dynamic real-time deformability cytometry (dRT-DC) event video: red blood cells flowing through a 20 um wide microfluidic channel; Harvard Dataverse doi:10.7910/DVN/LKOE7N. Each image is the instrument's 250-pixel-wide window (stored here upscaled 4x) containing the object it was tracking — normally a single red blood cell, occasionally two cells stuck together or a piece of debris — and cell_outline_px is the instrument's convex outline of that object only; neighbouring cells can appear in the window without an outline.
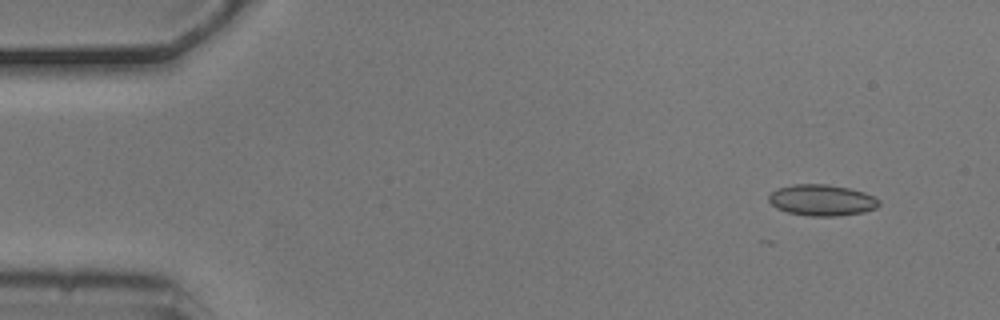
{"species": "common noctule bat (a hibernating species)", "species_latin": "Nyctalus noctula", "temperature_condition": "cold", "stored_images_in_passage": 5, "camera_frame_rate_fps": 3000, "um_per_image_px": 0.085, "animal": {"sex": "male", "body_mass_g": 20.5, "forearm_length_mm": 52.5}, "frame": {"image": 1, "passage_image": 2, "time_ms": 0.333, "image_size_px": [1000, 320], "cell_outline_px": [[880, 204], [876, 208], [864, 212], [840, 216], [808, 216], [788, 212], [776, 208], [768, 200], [768, 196], [776, 188], [792, 184], [828, 184], [848, 188], [864, 192], [880, 200]], "centroid_in_image_um": [69.85, 17.01], "position_along_channel_um": 15.2, "area_um2": 20.17}}